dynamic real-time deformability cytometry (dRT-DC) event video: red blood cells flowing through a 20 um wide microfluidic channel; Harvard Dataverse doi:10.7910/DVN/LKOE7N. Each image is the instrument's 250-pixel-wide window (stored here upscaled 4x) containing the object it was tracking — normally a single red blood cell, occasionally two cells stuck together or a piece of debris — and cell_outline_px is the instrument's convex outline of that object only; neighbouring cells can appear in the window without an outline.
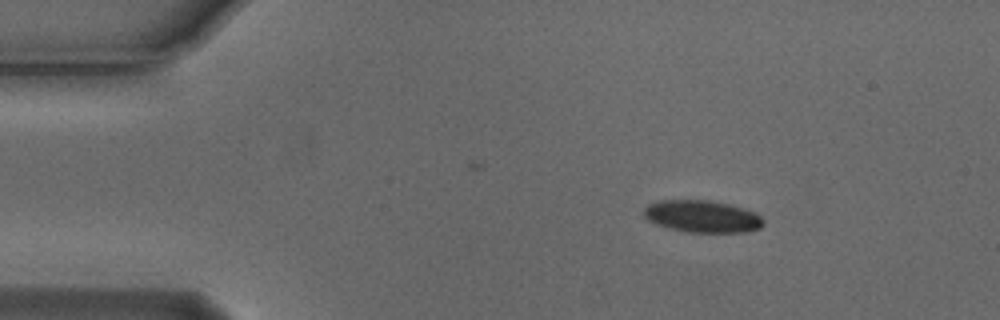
{"species": "Egyptian fruit bat (a non-hibernating species)", "species_latin": "Rousettus aegyptiacus", "temperature_condition": "cold", "stored_images_in_passage": 4, "camera_frame_rate_fps": 3000, "um_per_image_px": 0.085, "animal": {"sex": "male"}, "frame": {"image": 1, "passage_image": 2, "time_ms": 0.333, "image_size_px": [1000, 320], "cell_outline_px": [[764, 224], [760, 228], [748, 232], [688, 232], [656, 224], [648, 220], [644, 216], [644, 208], [648, 204], [656, 200], [708, 200], [728, 204], [752, 212], [760, 216], [764, 220]], "centroid_in_image_um": [59.67, 18.39], "position_along_channel_um": 25.3, "area_um2": 22.2}}